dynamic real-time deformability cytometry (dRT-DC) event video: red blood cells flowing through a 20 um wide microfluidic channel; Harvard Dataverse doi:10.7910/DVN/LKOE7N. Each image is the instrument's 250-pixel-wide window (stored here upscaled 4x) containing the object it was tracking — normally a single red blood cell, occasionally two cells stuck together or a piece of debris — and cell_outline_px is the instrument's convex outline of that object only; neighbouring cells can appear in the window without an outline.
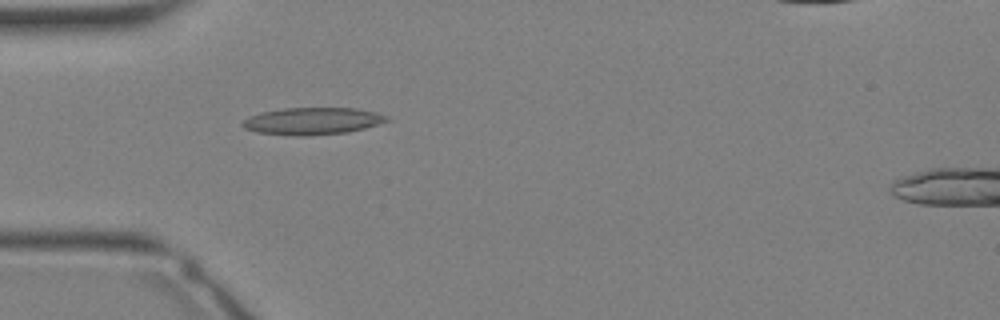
{"species": "Egyptian fruit bat (a non-hibernating species)", "species_latin": "Rousettus aegyptiacus", "temperature_condition": "warm", "stored_images_in_passage": 29, "camera_frame_rate_fps": 3000, "um_per_image_px": 0.085, "animal": {"sex": "female"}, "frame": {"image": 1, "passage_image": 6, "time_ms": 1.667, "image_size_px": [1000, 320], "cell_outline_px": [[392, 120], [364, 128], [348, 132], [304, 136], [296, 136], [256, 132], [244, 128], [240, 124], [248, 116], [260, 112], [284, 108], [356, 108], [376, 112], [388, 116]], "centroid_in_image_um": [26.55, 10.29], "position_along_channel_um": 58.4, "area_um2": 22.95}}
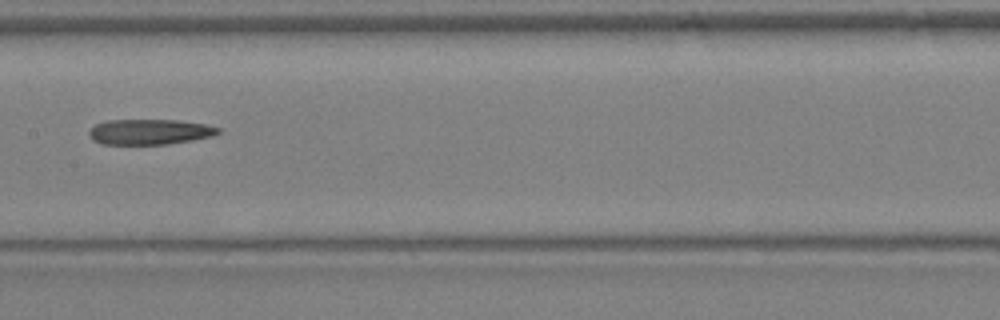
{"frame": {"image": 2, "passage_image": 13, "time_ms": 4.0, "image_size_px": [1000, 320], "cell_outline_px": [[220, 132], [212, 136], [192, 140], [168, 144], [104, 144], [92, 140], [88, 136], [88, 132], [96, 124], [108, 120], [180, 120], [204, 124], [220, 128]], "centroid_in_image_um": [12.71, 11.2], "position_along_channel_um": 194.7, "area_um2": 19.07}}
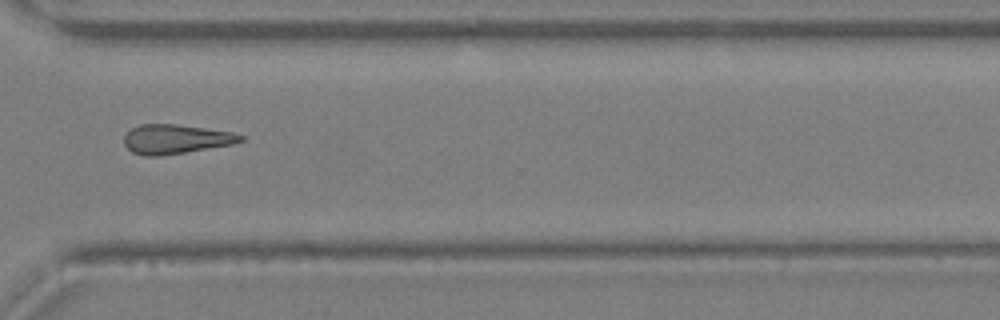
{"frame": {"image": 3, "passage_image": 21, "time_ms": 6.667, "image_size_px": [1000, 320], "cell_outline_px": [[244, 140], [232, 144], [160, 156], [144, 156], [132, 152], [124, 144], [124, 136], [132, 128], [140, 124], [176, 124], [232, 132], [244, 136]], "centroid_in_image_um": [14.91, 11.82], "position_along_channel_um": 355.7, "area_um2": 19.71}}